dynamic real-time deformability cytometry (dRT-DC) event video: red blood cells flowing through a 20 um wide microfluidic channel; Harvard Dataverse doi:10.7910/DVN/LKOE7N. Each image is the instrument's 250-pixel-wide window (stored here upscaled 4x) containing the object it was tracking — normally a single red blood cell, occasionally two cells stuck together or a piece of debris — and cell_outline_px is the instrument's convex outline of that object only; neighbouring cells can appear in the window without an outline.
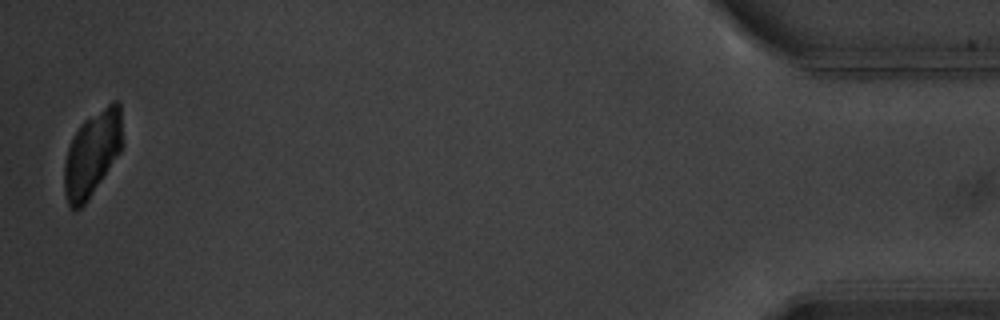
{"species": "common noctule bat (a hibernating species)", "species_latin": "Nyctalus noctula", "temperature_condition": "warm", "stored_images_in_passage": 16, "segment_of_instrument_passage": [2, 2], "camera_frame_rate_fps": 3000, "um_per_image_px": 0.085, "animal": {"sex": "male", "body_mass_g": 20.1, "forearm_length_mm": 53.5}, "frame": {"image": 1, "passage_image": 16, "time_ms": 20.667, "image_size_px": [1000, 320], "cell_outline_px": [[124, 144], [120, 152], [88, 200], [80, 208], [72, 208], [68, 204], [64, 192], [64, 164], [68, 148], [80, 124], [84, 120], [112, 100], [116, 100], [120, 104], [124, 140]], "centroid_in_image_um": [7.87, 13.02], "position_along_channel_um": 427.3, "area_um2": 29.02}}